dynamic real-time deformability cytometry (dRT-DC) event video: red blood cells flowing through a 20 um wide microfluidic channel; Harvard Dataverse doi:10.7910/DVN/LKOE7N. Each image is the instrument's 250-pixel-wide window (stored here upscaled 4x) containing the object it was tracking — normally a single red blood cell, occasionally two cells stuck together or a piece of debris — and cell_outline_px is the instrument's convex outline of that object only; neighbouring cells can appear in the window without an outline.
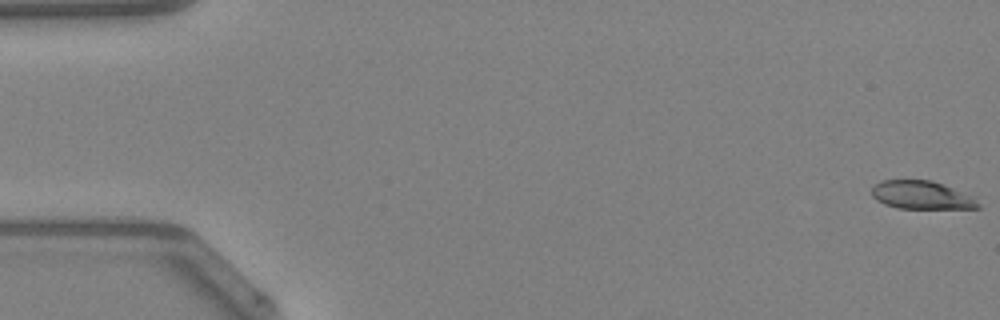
{"species": "Egyptian fruit bat (a non-hibernating species)", "species_latin": "Rousettus aegyptiacus", "temperature_condition": "warm", "stored_images_in_passage": 49, "camera_frame_rate_fps": 3000, "um_per_image_px": 0.085, "animal": {"sex": "female"}, "frame": {"image": 1, "passage_image": 1, "time_ms": 0.0, "image_size_px": [1000, 320], "cell_outline_px": [[980, 208], [896, 208], [884, 204], [876, 200], [872, 196], [872, 188], [880, 180], [932, 180], [972, 196], [980, 204]], "centroid_in_image_um": [78.3, 16.58], "position_along_channel_um": 6.7, "area_um2": 17.34}}
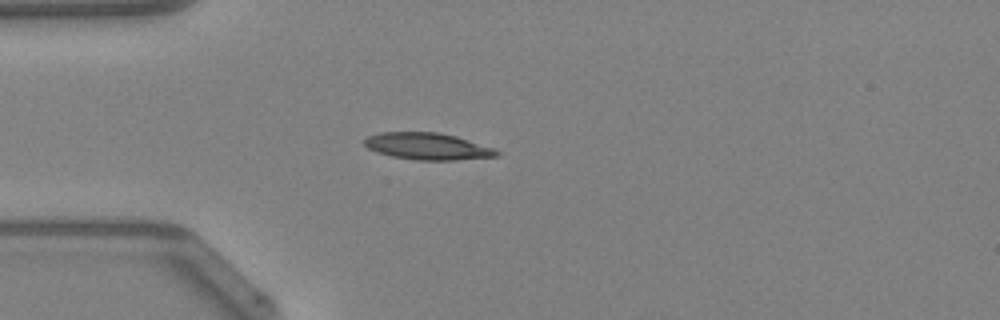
{"frame": {"image": 2, "passage_image": 14, "time_ms": 4.333, "image_size_px": [1000, 320], "cell_outline_px": [[500, 156], [452, 160], [416, 160], [392, 156], [376, 152], [368, 148], [364, 144], [364, 140], [368, 136], [380, 132], [440, 132], [456, 136], [496, 148], [500, 152]], "centroid_in_image_um": [36.37, 12.43], "position_along_channel_um": 48.6, "area_um2": 20.81}}
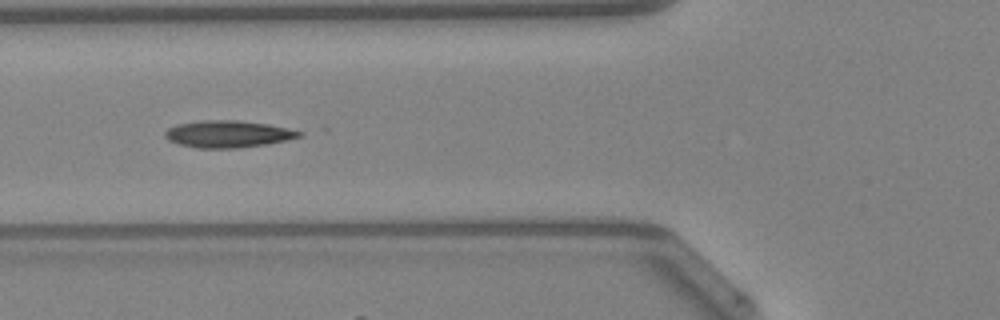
{"frame": {"image": 3, "passage_image": 19, "time_ms": 6.0, "image_size_px": [1000, 320], "cell_outline_px": [[304, 132], [300, 136], [284, 140], [264, 144], [236, 148], [196, 148], [180, 144], [168, 140], [164, 136], [164, 132], [168, 128], [176, 124], [200, 120], [236, 120], [268, 124]], "centroid_in_image_um": [19.31, 11.38], "position_along_channel_um": 106.5, "area_um2": 20.92}, "authors_computed_cell_mechanics": {"area_um2": 19.8254, "velocity_mm_per_s": 4.2756, "shape_relaxation_time_tau1_ms": 4.2953, "shape_relaxation_time_tau2_ms": 3.0752, "deformation_change_tau1": 0.2093, "deformation_change_tau2": 0.077}}